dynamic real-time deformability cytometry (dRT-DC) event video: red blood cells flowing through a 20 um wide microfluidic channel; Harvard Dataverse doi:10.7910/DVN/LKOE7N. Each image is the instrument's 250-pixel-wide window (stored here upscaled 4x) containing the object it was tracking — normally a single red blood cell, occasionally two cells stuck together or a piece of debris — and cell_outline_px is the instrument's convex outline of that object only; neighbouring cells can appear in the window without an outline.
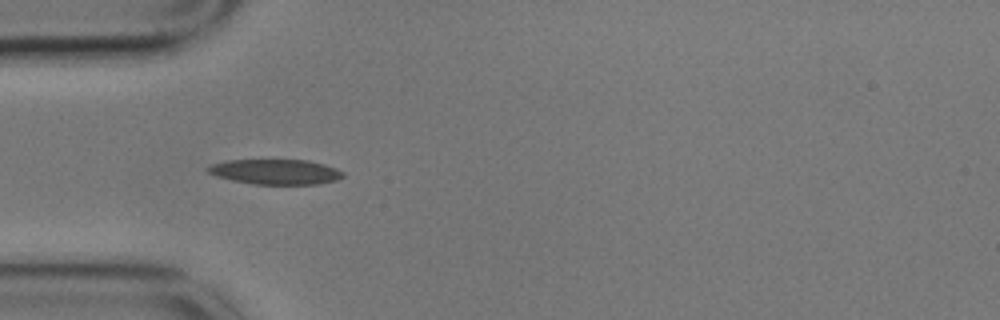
{"species": "common noctule bat (a hibernating species)", "species_latin": "Nyctalus noctula", "temperature_condition": "cold", "stored_images_in_passage": 7, "camera_frame_rate_fps": 3000, "um_per_image_px": 0.085, "animal": {"sex": "male", "body_mass_g": 17.9}, "frame": {"image": 1, "passage_image": 1, "time_ms": 0.0, "image_size_px": [1000, 320], "cell_outline_px": [[344, 176], [336, 180], [320, 184], [256, 184], [232, 180], [216, 176], [208, 172], [204, 168], [212, 164], [228, 160], [308, 160], [324, 164], [336, 168], [344, 172]], "centroid_in_image_um": [23.43, 14.6], "position_along_channel_um": 61.6, "area_um2": 19.77}}